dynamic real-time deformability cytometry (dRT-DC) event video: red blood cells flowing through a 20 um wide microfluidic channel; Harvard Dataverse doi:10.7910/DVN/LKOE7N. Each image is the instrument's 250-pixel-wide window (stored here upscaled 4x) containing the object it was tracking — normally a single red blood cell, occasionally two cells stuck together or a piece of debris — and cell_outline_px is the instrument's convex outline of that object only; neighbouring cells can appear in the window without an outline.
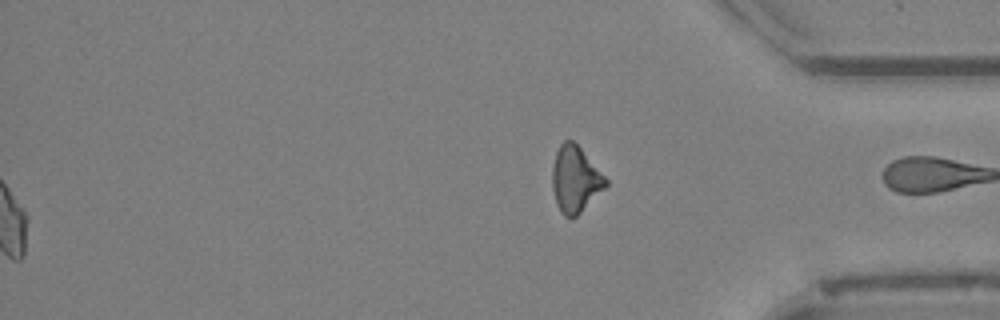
{"species": "Egyptian fruit bat (a non-hibernating species)", "species_latin": "Rousettus aegyptiacus", "temperature_condition": "cold", "stored_images_in_passage": 37, "segment_of_instrument_passage": [2, 2], "camera_frame_rate_fps": 3000, "um_per_image_px": 0.085, "animal": {"sex": "female"}, "frame": {"image": 1, "passage_image": 37, "time_ms": 12.0, "image_size_px": [1000, 320], "cell_outline_px": [[608, 184], [576, 216], [564, 216], [560, 212], [556, 204], [552, 188], [552, 168], [556, 152], [560, 144], [564, 140], [572, 140], [580, 148], [608, 180]], "centroid_in_image_um": [48.86, 15.23], "position_along_channel_um": 386.3, "area_um2": 20.23}}